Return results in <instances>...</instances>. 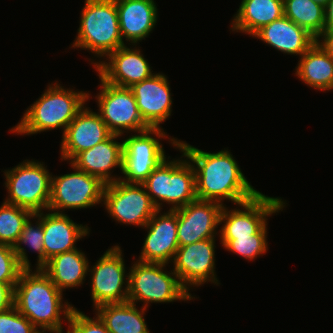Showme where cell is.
Returning a JSON list of instances; mask_svg holds the SVG:
<instances>
[{
  "instance_id": "ffe728a7",
  "label": "cell",
  "mask_w": 333,
  "mask_h": 333,
  "mask_svg": "<svg viewBox=\"0 0 333 333\" xmlns=\"http://www.w3.org/2000/svg\"><path fill=\"white\" fill-rule=\"evenodd\" d=\"M122 136L111 134L106 140L94 147L78 153L69 163L78 170L99 178L103 183L110 184L120 179L112 175L115 168L122 171L123 141Z\"/></svg>"
},
{
  "instance_id": "2e32d148",
  "label": "cell",
  "mask_w": 333,
  "mask_h": 333,
  "mask_svg": "<svg viewBox=\"0 0 333 333\" xmlns=\"http://www.w3.org/2000/svg\"><path fill=\"white\" fill-rule=\"evenodd\" d=\"M222 207L223 205L219 202L196 199L177 209L179 247L203 239L216 238V235H219Z\"/></svg>"
},
{
  "instance_id": "5b68a950",
  "label": "cell",
  "mask_w": 333,
  "mask_h": 333,
  "mask_svg": "<svg viewBox=\"0 0 333 333\" xmlns=\"http://www.w3.org/2000/svg\"><path fill=\"white\" fill-rule=\"evenodd\" d=\"M128 269V301L143 303L148 308L150 303H170L195 300L180 282L176 273L167 271L164 263L134 261ZM166 269V270H165Z\"/></svg>"
},
{
  "instance_id": "ac0fdd59",
  "label": "cell",
  "mask_w": 333,
  "mask_h": 333,
  "mask_svg": "<svg viewBox=\"0 0 333 333\" xmlns=\"http://www.w3.org/2000/svg\"><path fill=\"white\" fill-rule=\"evenodd\" d=\"M168 77L164 73L154 74L130 89L136 99L139 113L150 128H160L172 114V93Z\"/></svg>"
},
{
  "instance_id": "7402d4cb",
  "label": "cell",
  "mask_w": 333,
  "mask_h": 333,
  "mask_svg": "<svg viewBox=\"0 0 333 333\" xmlns=\"http://www.w3.org/2000/svg\"><path fill=\"white\" fill-rule=\"evenodd\" d=\"M115 1L123 42H127L126 44L129 42L128 46L138 45L139 42L149 37L156 26L159 16L155 0Z\"/></svg>"
},
{
  "instance_id": "6da1fadb",
  "label": "cell",
  "mask_w": 333,
  "mask_h": 333,
  "mask_svg": "<svg viewBox=\"0 0 333 333\" xmlns=\"http://www.w3.org/2000/svg\"><path fill=\"white\" fill-rule=\"evenodd\" d=\"M178 148L194 167L197 199L215 201L222 205L226 200L237 206L260 192L246 179L228 148L211 153L181 140L178 142Z\"/></svg>"
},
{
  "instance_id": "44dd1931",
  "label": "cell",
  "mask_w": 333,
  "mask_h": 333,
  "mask_svg": "<svg viewBox=\"0 0 333 333\" xmlns=\"http://www.w3.org/2000/svg\"><path fill=\"white\" fill-rule=\"evenodd\" d=\"M47 212V213H46ZM45 265L52 257L77 249L76 242L89 236L90 228L74 222L66 213L42 212Z\"/></svg>"
},
{
  "instance_id": "ba28073f",
  "label": "cell",
  "mask_w": 333,
  "mask_h": 333,
  "mask_svg": "<svg viewBox=\"0 0 333 333\" xmlns=\"http://www.w3.org/2000/svg\"><path fill=\"white\" fill-rule=\"evenodd\" d=\"M132 134L126 138L123 137L121 171L123 175L119 180L129 184H142L152 171L167 158L160 141L164 138L168 139L169 144L171 143L177 150L179 139L168 136L162 127L149 128Z\"/></svg>"
},
{
  "instance_id": "9c48e42d",
  "label": "cell",
  "mask_w": 333,
  "mask_h": 333,
  "mask_svg": "<svg viewBox=\"0 0 333 333\" xmlns=\"http://www.w3.org/2000/svg\"><path fill=\"white\" fill-rule=\"evenodd\" d=\"M281 197H270L259 192L254 198L238 204L236 208L223 205L220 213V239H236L256 234L267 222L268 217L277 215L287 205Z\"/></svg>"
},
{
  "instance_id": "8992f818",
  "label": "cell",
  "mask_w": 333,
  "mask_h": 333,
  "mask_svg": "<svg viewBox=\"0 0 333 333\" xmlns=\"http://www.w3.org/2000/svg\"><path fill=\"white\" fill-rule=\"evenodd\" d=\"M177 149L180 158L168 156L142 183L156 209L163 210L166 203L169 210H177L197 199L194 167Z\"/></svg>"
},
{
  "instance_id": "f1b7e54d",
  "label": "cell",
  "mask_w": 333,
  "mask_h": 333,
  "mask_svg": "<svg viewBox=\"0 0 333 333\" xmlns=\"http://www.w3.org/2000/svg\"><path fill=\"white\" fill-rule=\"evenodd\" d=\"M284 16L317 38L325 27L324 7L312 0H283Z\"/></svg>"
},
{
  "instance_id": "7a4b0ae2",
  "label": "cell",
  "mask_w": 333,
  "mask_h": 333,
  "mask_svg": "<svg viewBox=\"0 0 333 333\" xmlns=\"http://www.w3.org/2000/svg\"><path fill=\"white\" fill-rule=\"evenodd\" d=\"M32 270L20 273L14 287L15 307L38 330L64 333L63 321L68 323L74 305L63 300V292L42 269Z\"/></svg>"
},
{
  "instance_id": "e0dca14e",
  "label": "cell",
  "mask_w": 333,
  "mask_h": 333,
  "mask_svg": "<svg viewBox=\"0 0 333 333\" xmlns=\"http://www.w3.org/2000/svg\"><path fill=\"white\" fill-rule=\"evenodd\" d=\"M162 212V213H161ZM148 232L144 238L138 261L172 263L177 249V210L166 212L157 209L143 227Z\"/></svg>"
},
{
  "instance_id": "3957f363",
  "label": "cell",
  "mask_w": 333,
  "mask_h": 333,
  "mask_svg": "<svg viewBox=\"0 0 333 333\" xmlns=\"http://www.w3.org/2000/svg\"><path fill=\"white\" fill-rule=\"evenodd\" d=\"M61 85L59 81L49 83L41 97L25 110L21 120L9 132L30 136L62 129L63 135L77 113L87 105L92 94Z\"/></svg>"
},
{
  "instance_id": "277c9868",
  "label": "cell",
  "mask_w": 333,
  "mask_h": 333,
  "mask_svg": "<svg viewBox=\"0 0 333 333\" xmlns=\"http://www.w3.org/2000/svg\"><path fill=\"white\" fill-rule=\"evenodd\" d=\"M80 14L77 36L71 47L104 58L126 45L120 34L115 0H85Z\"/></svg>"
},
{
  "instance_id": "d6986e66",
  "label": "cell",
  "mask_w": 333,
  "mask_h": 333,
  "mask_svg": "<svg viewBox=\"0 0 333 333\" xmlns=\"http://www.w3.org/2000/svg\"><path fill=\"white\" fill-rule=\"evenodd\" d=\"M111 134L100 114L85 105L62 135L61 161L70 162L78 153L94 147Z\"/></svg>"
},
{
  "instance_id": "484cf974",
  "label": "cell",
  "mask_w": 333,
  "mask_h": 333,
  "mask_svg": "<svg viewBox=\"0 0 333 333\" xmlns=\"http://www.w3.org/2000/svg\"><path fill=\"white\" fill-rule=\"evenodd\" d=\"M294 74L310 88L333 90V58L317 42L299 58Z\"/></svg>"
},
{
  "instance_id": "cb8c5ba5",
  "label": "cell",
  "mask_w": 333,
  "mask_h": 333,
  "mask_svg": "<svg viewBox=\"0 0 333 333\" xmlns=\"http://www.w3.org/2000/svg\"><path fill=\"white\" fill-rule=\"evenodd\" d=\"M89 265L87 255L77 248L52 257L42 270L57 288L64 292L85 283Z\"/></svg>"
},
{
  "instance_id": "52a82bcc",
  "label": "cell",
  "mask_w": 333,
  "mask_h": 333,
  "mask_svg": "<svg viewBox=\"0 0 333 333\" xmlns=\"http://www.w3.org/2000/svg\"><path fill=\"white\" fill-rule=\"evenodd\" d=\"M3 172L8 193L4 202L20 206L33 214L48 210L53 174L45 162L26 159Z\"/></svg>"
},
{
  "instance_id": "7c38bea8",
  "label": "cell",
  "mask_w": 333,
  "mask_h": 333,
  "mask_svg": "<svg viewBox=\"0 0 333 333\" xmlns=\"http://www.w3.org/2000/svg\"><path fill=\"white\" fill-rule=\"evenodd\" d=\"M99 79L100 90L95 96L97 112L112 134L125 136L127 133H137L150 128L143 121L130 88L109 84L100 76Z\"/></svg>"
},
{
  "instance_id": "603a6c76",
  "label": "cell",
  "mask_w": 333,
  "mask_h": 333,
  "mask_svg": "<svg viewBox=\"0 0 333 333\" xmlns=\"http://www.w3.org/2000/svg\"><path fill=\"white\" fill-rule=\"evenodd\" d=\"M252 37L277 51L299 57L316 42V38L305 28L298 26L286 16L263 26Z\"/></svg>"
},
{
  "instance_id": "8fae6325",
  "label": "cell",
  "mask_w": 333,
  "mask_h": 333,
  "mask_svg": "<svg viewBox=\"0 0 333 333\" xmlns=\"http://www.w3.org/2000/svg\"><path fill=\"white\" fill-rule=\"evenodd\" d=\"M73 172L52 175L51 198L48 210L66 213L68 209H87L101 204L105 183L99 178L78 170L69 163Z\"/></svg>"
},
{
  "instance_id": "83f0119b",
  "label": "cell",
  "mask_w": 333,
  "mask_h": 333,
  "mask_svg": "<svg viewBox=\"0 0 333 333\" xmlns=\"http://www.w3.org/2000/svg\"><path fill=\"white\" fill-rule=\"evenodd\" d=\"M34 221L35 223H32ZM43 241L44 232L42 225V212H40L34 214L27 220V222L24 224V228L21 231L20 238L14 246V251L18 262L23 269L32 268L31 262L29 261L27 255L28 253L26 252V246L29 248V250H32L38 254L36 261L37 263L35 264L36 269H42L45 266V249Z\"/></svg>"
},
{
  "instance_id": "f546056e",
  "label": "cell",
  "mask_w": 333,
  "mask_h": 333,
  "mask_svg": "<svg viewBox=\"0 0 333 333\" xmlns=\"http://www.w3.org/2000/svg\"><path fill=\"white\" fill-rule=\"evenodd\" d=\"M33 215L27 209L3 201L0 206V244L14 247L24 224Z\"/></svg>"
},
{
  "instance_id": "f35d334b",
  "label": "cell",
  "mask_w": 333,
  "mask_h": 333,
  "mask_svg": "<svg viewBox=\"0 0 333 333\" xmlns=\"http://www.w3.org/2000/svg\"><path fill=\"white\" fill-rule=\"evenodd\" d=\"M60 333L58 331H43V330H39L37 333Z\"/></svg>"
},
{
  "instance_id": "74e56055",
  "label": "cell",
  "mask_w": 333,
  "mask_h": 333,
  "mask_svg": "<svg viewBox=\"0 0 333 333\" xmlns=\"http://www.w3.org/2000/svg\"><path fill=\"white\" fill-rule=\"evenodd\" d=\"M314 1L315 3L323 6L325 8V6L328 4L329 0H312Z\"/></svg>"
},
{
  "instance_id": "8d00e7d4",
  "label": "cell",
  "mask_w": 333,
  "mask_h": 333,
  "mask_svg": "<svg viewBox=\"0 0 333 333\" xmlns=\"http://www.w3.org/2000/svg\"><path fill=\"white\" fill-rule=\"evenodd\" d=\"M325 27L324 30H333V0H329L324 8Z\"/></svg>"
},
{
  "instance_id": "e575fe53",
  "label": "cell",
  "mask_w": 333,
  "mask_h": 333,
  "mask_svg": "<svg viewBox=\"0 0 333 333\" xmlns=\"http://www.w3.org/2000/svg\"><path fill=\"white\" fill-rule=\"evenodd\" d=\"M16 283H0V312L14 305V287Z\"/></svg>"
},
{
  "instance_id": "5bb4252c",
  "label": "cell",
  "mask_w": 333,
  "mask_h": 333,
  "mask_svg": "<svg viewBox=\"0 0 333 333\" xmlns=\"http://www.w3.org/2000/svg\"><path fill=\"white\" fill-rule=\"evenodd\" d=\"M216 238L203 239L177 249L172 261L173 271L189 291L206 282L220 285L215 272ZM193 287V288H192Z\"/></svg>"
},
{
  "instance_id": "4fadbf2b",
  "label": "cell",
  "mask_w": 333,
  "mask_h": 333,
  "mask_svg": "<svg viewBox=\"0 0 333 333\" xmlns=\"http://www.w3.org/2000/svg\"><path fill=\"white\" fill-rule=\"evenodd\" d=\"M102 204L116 222L142 229L157 210L142 184L120 180L105 185Z\"/></svg>"
},
{
  "instance_id": "30bf717a",
  "label": "cell",
  "mask_w": 333,
  "mask_h": 333,
  "mask_svg": "<svg viewBox=\"0 0 333 333\" xmlns=\"http://www.w3.org/2000/svg\"><path fill=\"white\" fill-rule=\"evenodd\" d=\"M119 244L107 249L93 264L89 265L91 300L93 308L104 304L128 301L129 273Z\"/></svg>"
},
{
  "instance_id": "d6a6232c",
  "label": "cell",
  "mask_w": 333,
  "mask_h": 333,
  "mask_svg": "<svg viewBox=\"0 0 333 333\" xmlns=\"http://www.w3.org/2000/svg\"><path fill=\"white\" fill-rule=\"evenodd\" d=\"M39 330L13 305L0 312V333H37Z\"/></svg>"
},
{
  "instance_id": "4316f807",
  "label": "cell",
  "mask_w": 333,
  "mask_h": 333,
  "mask_svg": "<svg viewBox=\"0 0 333 333\" xmlns=\"http://www.w3.org/2000/svg\"><path fill=\"white\" fill-rule=\"evenodd\" d=\"M129 301L104 304L94 309L110 333H151L145 321L146 308Z\"/></svg>"
},
{
  "instance_id": "836d02e7",
  "label": "cell",
  "mask_w": 333,
  "mask_h": 333,
  "mask_svg": "<svg viewBox=\"0 0 333 333\" xmlns=\"http://www.w3.org/2000/svg\"><path fill=\"white\" fill-rule=\"evenodd\" d=\"M22 270L14 247L0 244V283H17Z\"/></svg>"
},
{
  "instance_id": "d590c367",
  "label": "cell",
  "mask_w": 333,
  "mask_h": 333,
  "mask_svg": "<svg viewBox=\"0 0 333 333\" xmlns=\"http://www.w3.org/2000/svg\"><path fill=\"white\" fill-rule=\"evenodd\" d=\"M316 42L333 58V30H324Z\"/></svg>"
},
{
  "instance_id": "9a60e30c",
  "label": "cell",
  "mask_w": 333,
  "mask_h": 333,
  "mask_svg": "<svg viewBox=\"0 0 333 333\" xmlns=\"http://www.w3.org/2000/svg\"><path fill=\"white\" fill-rule=\"evenodd\" d=\"M136 46L133 44L132 47L121 46L116 51L109 53L104 58L105 61H95L91 58L88 60L91 61L97 75L105 82L130 88L133 84L146 80L154 74L142 49Z\"/></svg>"
},
{
  "instance_id": "d4e9b609",
  "label": "cell",
  "mask_w": 333,
  "mask_h": 333,
  "mask_svg": "<svg viewBox=\"0 0 333 333\" xmlns=\"http://www.w3.org/2000/svg\"><path fill=\"white\" fill-rule=\"evenodd\" d=\"M284 16L283 0H242L231 20L232 32L253 36L263 26Z\"/></svg>"
},
{
  "instance_id": "4dcf8cb0",
  "label": "cell",
  "mask_w": 333,
  "mask_h": 333,
  "mask_svg": "<svg viewBox=\"0 0 333 333\" xmlns=\"http://www.w3.org/2000/svg\"><path fill=\"white\" fill-rule=\"evenodd\" d=\"M268 223L256 234L250 237H236V239H220V243L226 251L232 252L247 261H254L268 251Z\"/></svg>"
},
{
  "instance_id": "1f68e13d",
  "label": "cell",
  "mask_w": 333,
  "mask_h": 333,
  "mask_svg": "<svg viewBox=\"0 0 333 333\" xmlns=\"http://www.w3.org/2000/svg\"><path fill=\"white\" fill-rule=\"evenodd\" d=\"M96 315V316H95ZM93 318L76 307L70 313L66 333H110L103 321L95 314Z\"/></svg>"
}]
</instances>
